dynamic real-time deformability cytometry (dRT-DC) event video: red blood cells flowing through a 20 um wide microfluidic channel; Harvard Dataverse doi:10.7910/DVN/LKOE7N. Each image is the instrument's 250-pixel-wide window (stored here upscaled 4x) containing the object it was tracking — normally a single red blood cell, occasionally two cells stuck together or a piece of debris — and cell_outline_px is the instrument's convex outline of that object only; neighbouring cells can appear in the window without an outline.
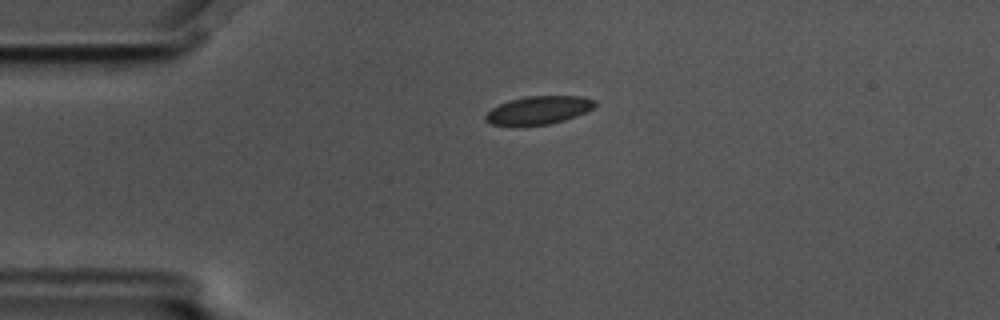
{"species": "common noctule bat (a hibernating species)", "species_latin": "Nyctalus noctula", "temperature_condition": "cold", "stored_images_in_passage": 2, "camera_frame_rate_fps": 3000, "um_per_image_px": 0.085, "animal": {"sex": "male", "body_mass_g": 17.5, "forearm_length_mm": 52.3}, "frame": {"image": 1, "passage_image": 1, "time_ms": 0.0, "image_size_px": [1000, 320], "cell_outline_px": [[596, 104], [592, 108], [576, 116], [564, 120], [548, 124], [492, 124], [484, 120], [484, 116], [492, 108], [508, 100], [524, 96], [580, 96], [596, 100]], "centroid_in_image_um": [45.79, 9.33], "position_along_channel_um": 39.2, "area_um2": 17.57}}